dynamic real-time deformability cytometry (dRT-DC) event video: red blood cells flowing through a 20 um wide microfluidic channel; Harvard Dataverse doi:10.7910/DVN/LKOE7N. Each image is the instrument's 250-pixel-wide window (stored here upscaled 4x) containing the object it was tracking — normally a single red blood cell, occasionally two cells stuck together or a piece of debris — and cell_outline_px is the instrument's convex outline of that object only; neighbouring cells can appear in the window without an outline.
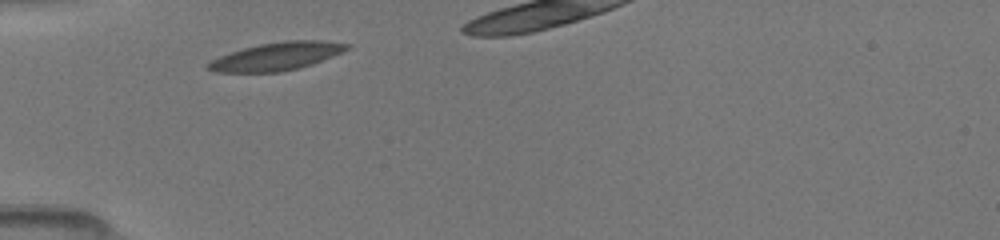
{"species": "common noctule bat (a hibernating species)", "species_latin": "Nyctalus noctula", "temperature_condition": "room temperature", "stored_images_in_passage": 3, "camera_frame_rate_fps": 3000, "um_per_image_px": 0.085, "animal": {"sex": "female", "body_mass_g": 19.5, "forearm_length_mm": 54.1}, "frame": {"image": 1, "passage_image": 1, "time_ms": 0.0, "image_size_px": [1000, 240], "cell_outline_px": [[352, 48], [312, 64], [300, 68], [280, 72], [216, 72], [204, 68], [212, 60], [220, 56], [244, 48], [260, 44], [284, 40], [320, 40], [348, 44]], "centroid_in_image_um": [23.53, 4.79], "position_along_channel_um": 61.5, "area_um2": 22.48}}